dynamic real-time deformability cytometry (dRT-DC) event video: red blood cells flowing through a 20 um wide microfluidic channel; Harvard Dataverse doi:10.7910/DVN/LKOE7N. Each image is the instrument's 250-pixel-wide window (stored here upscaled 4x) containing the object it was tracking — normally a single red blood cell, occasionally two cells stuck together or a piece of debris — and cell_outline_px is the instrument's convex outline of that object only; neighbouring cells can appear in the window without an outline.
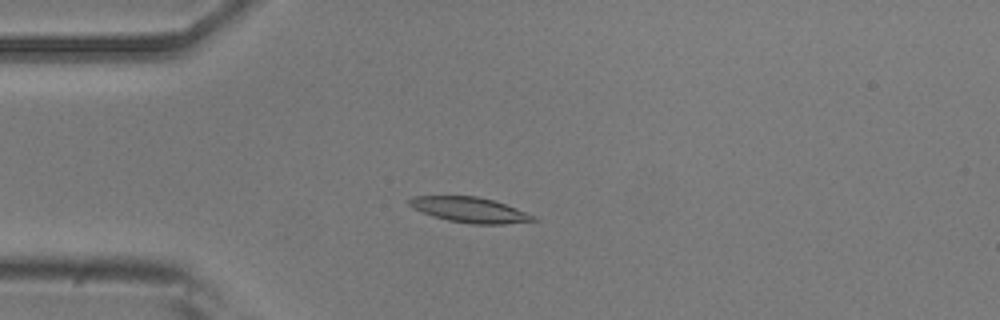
{"species": "common noctule bat (a hibernating species)", "species_latin": "Nyctalus noctula", "temperature_condition": "room temperature", "stored_images_in_passage": 53, "camera_frame_rate_fps": 3000, "um_per_image_px": 0.085, "animal": {"sex": "male", "body_mass_g": 20.5, "forearm_length_mm": 52.5}, "frame": {"image": 1, "passage_image": 14, "time_ms": 4.333, "image_size_px": [1000, 320], "cell_outline_px": [[540, 220], [504, 224], [472, 224], [448, 220], [432, 216], [412, 208], [408, 204], [408, 200], [412, 196], [476, 196], [492, 200], [516, 208], [536, 216]], "centroid_in_image_um": [39.92, 17.84], "position_along_channel_um": 45.1, "area_um2": 18.26}}
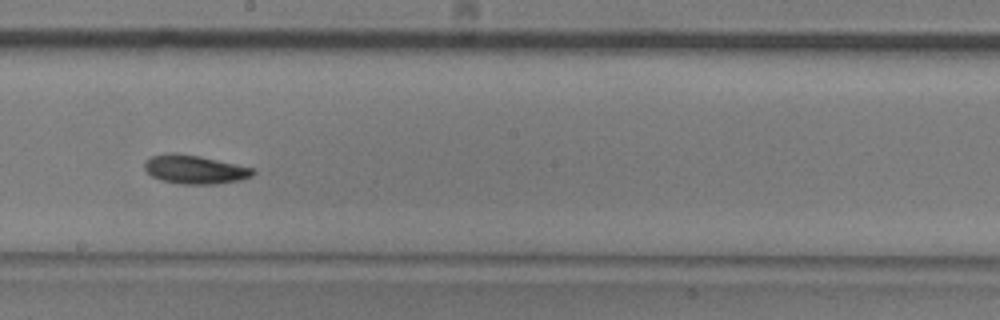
{"frame": {"image": 2, "passage_image": 30, "time_ms": 9.667, "image_size_px": [1000, 320], "cell_outline_px": [[256, 172], [252, 176], [240, 180], [216, 184], [180, 184], [160, 180], [152, 176], [144, 168], [144, 160], [152, 156], [172, 152], [176, 152], [200, 156], [252, 168]], "centroid_in_image_um": [16.52, 14.4], "position_along_channel_um": 231.7, "area_um2": 18.15}}
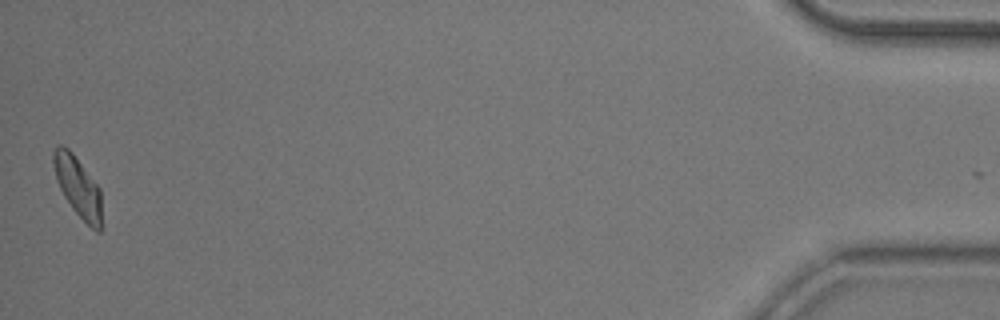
{"frame": {"image": 3, "passage_image": 53, "time_ms": 17.333, "image_size_px": [1000, 320], "cell_outline_px": [[100, 232], [96, 232], [72, 208], [64, 196], [56, 180], [52, 160], [52, 152], [56, 144], [60, 144], [68, 148], [72, 152], [100, 188]], "centroid_in_image_um": [6.57, 15.81], "position_along_channel_um": 428.6, "area_um2": 16.7}, "authors_computed_cell_mechanics": {"area_um2": 17.6868, "velocity_mm_per_s": 3.805, "shape_relaxation_time_tau1_ms": 4.5059, "shape_relaxation_time_tau2_ms": 6.0031, "deformation_change_tau1": 0.1315, "deformation_change_tau2": 0.1219}}